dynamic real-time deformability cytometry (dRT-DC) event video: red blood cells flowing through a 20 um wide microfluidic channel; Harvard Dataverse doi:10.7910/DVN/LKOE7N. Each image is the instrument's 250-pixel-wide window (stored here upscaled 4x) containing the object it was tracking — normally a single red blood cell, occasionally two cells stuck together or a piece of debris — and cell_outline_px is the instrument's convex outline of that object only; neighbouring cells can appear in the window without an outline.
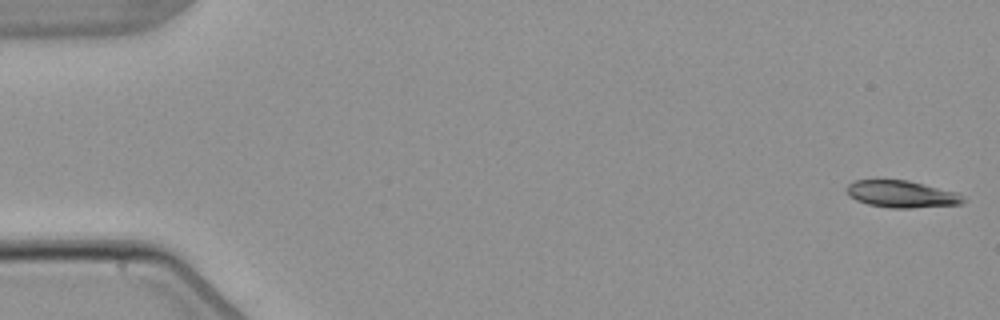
{"species": "common noctule bat (a hibernating species)", "species_latin": "Nyctalus noctula", "temperature_condition": "warm", "stored_images_in_passage": 6, "camera_frame_rate_fps": 3000, "um_per_image_px": 0.085, "animal": {"sex": "male", "body_mass_g": 21.5, "forearm_length_mm": 52.0}, "frame": {"image": 1, "passage_image": 1, "time_ms": 0.0, "image_size_px": [1000, 320], "cell_outline_px": [[968, 200], [960, 204], [912, 208], [892, 208], [868, 204], [856, 200], [848, 196], [844, 188], [848, 184], [856, 180], [908, 180], [956, 192], [964, 196]], "centroid_in_image_um": [76.63, 16.5], "position_along_channel_um": 8.4, "area_um2": 18.44}}